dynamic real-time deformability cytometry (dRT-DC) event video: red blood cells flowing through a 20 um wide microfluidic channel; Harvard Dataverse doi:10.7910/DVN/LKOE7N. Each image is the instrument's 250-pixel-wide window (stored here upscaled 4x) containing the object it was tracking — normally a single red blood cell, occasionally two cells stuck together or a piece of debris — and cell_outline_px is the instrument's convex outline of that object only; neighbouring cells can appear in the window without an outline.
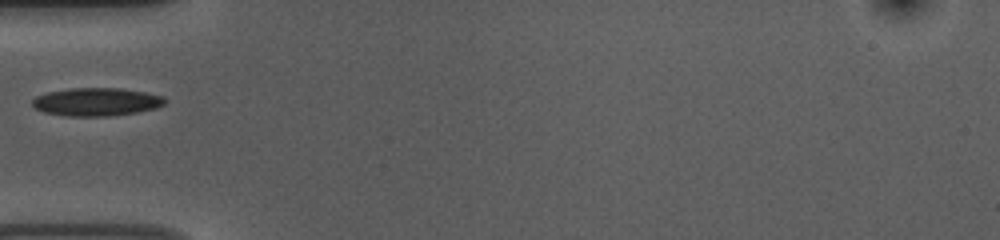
{"species": "common noctule bat (a hibernating species)", "species_latin": "Nyctalus noctula", "temperature_condition": "room temperature", "stored_images_in_passage": 37, "camera_frame_rate_fps": 3000, "um_per_image_px": 0.085, "animal": {"sex": "female", "body_mass_g": 10.0, "forearm_length_mm": 53.1}, "frame": {"image": 1, "passage_image": 1, "time_ms": 0.0, "image_size_px": [1000, 240], "cell_outline_px": [[164, 104], [156, 108], [136, 112], [112, 116], [64, 116], [44, 112], [36, 108], [32, 104], [32, 100], [36, 96], [48, 92], [72, 88], [120, 88], [144, 92], [164, 96]], "centroid_in_image_um": [8.19, 8.66], "position_along_channel_um": 76.8, "area_um2": 21.62}}
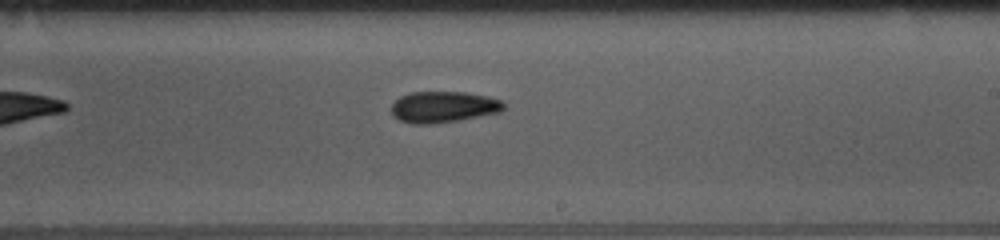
{"frame": {"image": 2, "passage_image": 15, "time_ms": 4.667, "image_size_px": [1000, 240], "cell_outline_px": [[504, 108], [500, 112], [460, 120], [432, 124], [412, 124], [400, 120], [392, 116], [392, 104], [400, 96], [412, 92], [464, 92], [488, 96], [500, 100], [504, 104]], "centroid_in_image_um": [37.67, 9.09], "position_along_channel_um": 251.3, "area_um2": 20.46}}
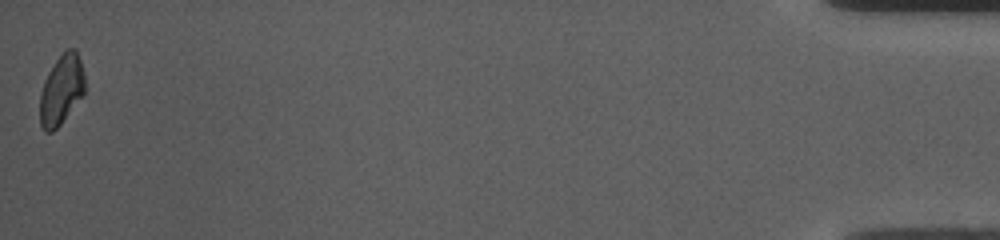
{"frame": {"image": 3, "passage_image": 37, "time_ms": 12.0, "image_size_px": [1000, 240], "cell_outline_px": [[84, 92], [60, 124], [52, 132], [44, 132], [40, 124], [40, 92], [44, 80], [48, 72], [64, 48], [76, 48], [84, 72]], "centroid_in_image_um": [5.2, 7.59], "position_along_channel_um": 430.0, "area_um2": 18.21}}